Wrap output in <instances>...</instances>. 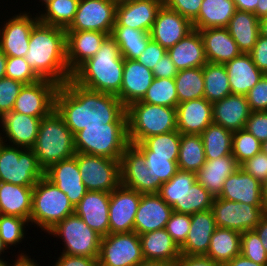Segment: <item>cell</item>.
I'll list each match as a JSON object with an SVG mask.
<instances>
[{
    "instance_id": "6da1fadb",
    "label": "cell",
    "mask_w": 267,
    "mask_h": 266,
    "mask_svg": "<svg viewBox=\"0 0 267 266\" xmlns=\"http://www.w3.org/2000/svg\"><path fill=\"white\" fill-rule=\"evenodd\" d=\"M55 110L73 135L84 127L127 123L126 107L116 95L87 89L72 79L58 87Z\"/></svg>"
},
{
    "instance_id": "7a4b0ae2",
    "label": "cell",
    "mask_w": 267,
    "mask_h": 266,
    "mask_svg": "<svg viewBox=\"0 0 267 266\" xmlns=\"http://www.w3.org/2000/svg\"><path fill=\"white\" fill-rule=\"evenodd\" d=\"M29 49L24 56L41 79L58 85L72 77L67 64L66 29L38 22L32 29Z\"/></svg>"
},
{
    "instance_id": "3957f363",
    "label": "cell",
    "mask_w": 267,
    "mask_h": 266,
    "mask_svg": "<svg viewBox=\"0 0 267 266\" xmlns=\"http://www.w3.org/2000/svg\"><path fill=\"white\" fill-rule=\"evenodd\" d=\"M124 58L116 41L108 36L96 54L82 63L71 79L87 89L117 95L122 85Z\"/></svg>"
},
{
    "instance_id": "277c9868",
    "label": "cell",
    "mask_w": 267,
    "mask_h": 266,
    "mask_svg": "<svg viewBox=\"0 0 267 266\" xmlns=\"http://www.w3.org/2000/svg\"><path fill=\"white\" fill-rule=\"evenodd\" d=\"M31 149L44 171L57 162L75 156L74 135L55 109L41 119L39 132Z\"/></svg>"
},
{
    "instance_id": "5b68a950",
    "label": "cell",
    "mask_w": 267,
    "mask_h": 266,
    "mask_svg": "<svg viewBox=\"0 0 267 266\" xmlns=\"http://www.w3.org/2000/svg\"><path fill=\"white\" fill-rule=\"evenodd\" d=\"M128 138L130 144L177 130L176 108L134 102L126 107Z\"/></svg>"
},
{
    "instance_id": "8992f818",
    "label": "cell",
    "mask_w": 267,
    "mask_h": 266,
    "mask_svg": "<svg viewBox=\"0 0 267 266\" xmlns=\"http://www.w3.org/2000/svg\"><path fill=\"white\" fill-rule=\"evenodd\" d=\"M130 145L127 123H108L84 127L74 135L76 153L120 160Z\"/></svg>"
},
{
    "instance_id": "52a82bcc",
    "label": "cell",
    "mask_w": 267,
    "mask_h": 266,
    "mask_svg": "<svg viewBox=\"0 0 267 266\" xmlns=\"http://www.w3.org/2000/svg\"><path fill=\"white\" fill-rule=\"evenodd\" d=\"M75 213V207L66 194L43 176L33 187L30 226L34 224L48 232L68 215ZM36 224V225H35Z\"/></svg>"
},
{
    "instance_id": "ba28073f",
    "label": "cell",
    "mask_w": 267,
    "mask_h": 266,
    "mask_svg": "<svg viewBox=\"0 0 267 266\" xmlns=\"http://www.w3.org/2000/svg\"><path fill=\"white\" fill-rule=\"evenodd\" d=\"M44 176L32 149L11 146L0 141V181L34 187Z\"/></svg>"
},
{
    "instance_id": "9c48e42d",
    "label": "cell",
    "mask_w": 267,
    "mask_h": 266,
    "mask_svg": "<svg viewBox=\"0 0 267 266\" xmlns=\"http://www.w3.org/2000/svg\"><path fill=\"white\" fill-rule=\"evenodd\" d=\"M62 240L63 254L98 258L102 236L92 230L76 213L68 215L47 232Z\"/></svg>"
},
{
    "instance_id": "30bf717a",
    "label": "cell",
    "mask_w": 267,
    "mask_h": 266,
    "mask_svg": "<svg viewBox=\"0 0 267 266\" xmlns=\"http://www.w3.org/2000/svg\"><path fill=\"white\" fill-rule=\"evenodd\" d=\"M74 157L88 191L111 193L120 185V160L84 153Z\"/></svg>"
},
{
    "instance_id": "8fae6325",
    "label": "cell",
    "mask_w": 267,
    "mask_h": 266,
    "mask_svg": "<svg viewBox=\"0 0 267 266\" xmlns=\"http://www.w3.org/2000/svg\"><path fill=\"white\" fill-rule=\"evenodd\" d=\"M139 235L127 233H109L102 237L98 266H137L143 261Z\"/></svg>"
},
{
    "instance_id": "7c38bea8",
    "label": "cell",
    "mask_w": 267,
    "mask_h": 266,
    "mask_svg": "<svg viewBox=\"0 0 267 266\" xmlns=\"http://www.w3.org/2000/svg\"><path fill=\"white\" fill-rule=\"evenodd\" d=\"M211 210L217 227L238 232L253 230L266 213L263 205H250L215 197Z\"/></svg>"
},
{
    "instance_id": "4fadbf2b",
    "label": "cell",
    "mask_w": 267,
    "mask_h": 266,
    "mask_svg": "<svg viewBox=\"0 0 267 266\" xmlns=\"http://www.w3.org/2000/svg\"><path fill=\"white\" fill-rule=\"evenodd\" d=\"M117 3L114 0H79L77 11L66 31H99L112 33Z\"/></svg>"
},
{
    "instance_id": "5bb4252c",
    "label": "cell",
    "mask_w": 267,
    "mask_h": 266,
    "mask_svg": "<svg viewBox=\"0 0 267 266\" xmlns=\"http://www.w3.org/2000/svg\"><path fill=\"white\" fill-rule=\"evenodd\" d=\"M60 85L48 79L24 84L15 100L14 112L46 117L55 109V95Z\"/></svg>"
},
{
    "instance_id": "9a60e30c",
    "label": "cell",
    "mask_w": 267,
    "mask_h": 266,
    "mask_svg": "<svg viewBox=\"0 0 267 266\" xmlns=\"http://www.w3.org/2000/svg\"><path fill=\"white\" fill-rule=\"evenodd\" d=\"M20 13V14H19ZM0 26V50L7 57H24L29 49L30 33L39 22L38 15L19 12Z\"/></svg>"
},
{
    "instance_id": "2e32d148",
    "label": "cell",
    "mask_w": 267,
    "mask_h": 266,
    "mask_svg": "<svg viewBox=\"0 0 267 266\" xmlns=\"http://www.w3.org/2000/svg\"><path fill=\"white\" fill-rule=\"evenodd\" d=\"M140 200L141 193L122 184L110 193L109 233H127L134 230Z\"/></svg>"
},
{
    "instance_id": "e0dca14e",
    "label": "cell",
    "mask_w": 267,
    "mask_h": 266,
    "mask_svg": "<svg viewBox=\"0 0 267 266\" xmlns=\"http://www.w3.org/2000/svg\"><path fill=\"white\" fill-rule=\"evenodd\" d=\"M42 118L14 111L6 112L0 118V141H9L6 144L31 149L35 144Z\"/></svg>"
},
{
    "instance_id": "ac0fdd59",
    "label": "cell",
    "mask_w": 267,
    "mask_h": 266,
    "mask_svg": "<svg viewBox=\"0 0 267 266\" xmlns=\"http://www.w3.org/2000/svg\"><path fill=\"white\" fill-rule=\"evenodd\" d=\"M120 184L141 194L153 193V174L145 164L144 155L132 144L120 158Z\"/></svg>"
},
{
    "instance_id": "d6986e66",
    "label": "cell",
    "mask_w": 267,
    "mask_h": 266,
    "mask_svg": "<svg viewBox=\"0 0 267 266\" xmlns=\"http://www.w3.org/2000/svg\"><path fill=\"white\" fill-rule=\"evenodd\" d=\"M192 30V22L189 19L163 4L149 33L153 41L167 50Z\"/></svg>"
},
{
    "instance_id": "ffe728a7",
    "label": "cell",
    "mask_w": 267,
    "mask_h": 266,
    "mask_svg": "<svg viewBox=\"0 0 267 266\" xmlns=\"http://www.w3.org/2000/svg\"><path fill=\"white\" fill-rule=\"evenodd\" d=\"M44 176L66 194L74 207L88 191L74 156L51 165Z\"/></svg>"
},
{
    "instance_id": "44dd1931",
    "label": "cell",
    "mask_w": 267,
    "mask_h": 266,
    "mask_svg": "<svg viewBox=\"0 0 267 266\" xmlns=\"http://www.w3.org/2000/svg\"><path fill=\"white\" fill-rule=\"evenodd\" d=\"M173 209L157 193L141 194L135 215L134 232L138 235L164 229Z\"/></svg>"
},
{
    "instance_id": "7402d4cb",
    "label": "cell",
    "mask_w": 267,
    "mask_h": 266,
    "mask_svg": "<svg viewBox=\"0 0 267 266\" xmlns=\"http://www.w3.org/2000/svg\"><path fill=\"white\" fill-rule=\"evenodd\" d=\"M110 193L87 191L75 206V213L102 237L109 234Z\"/></svg>"
},
{
    "instance_id": "603a6c76",
    "label": "cell",
    "mask_w": 267,
    "mask_h": 266,
    "mask_svg": "<svg viewBox=\"0 0 267 266\" xmlns=\"http://www.w3.org/2000/svg\"><path fill=\"white\" fill-rule=\"evenodd\" d=\"M163 0H137L117 4L114 26L150 32Z\"/></svg>"
},
{
    "instance_id": "cb8c5ba5",
    "label": "cell",
    "mask_w": 267,
    "mask_h": 266,
    "mask_svg": "<svg viewBox=\"0 0 267 266\" xmlns=\"http://www.w3.org/2000/svg\"><path fill=\"white\" fill-rule=\"evenodd\" d=\"M154 79L152 70L137 60L124 59L120 92L116 95L125 107L141 101Z\"/></svg>"
},
{
    "instance_id": "d4e9b609",
    "label": "cell",
    "mask_w": 267,
    "mask_h": 266,
    "mask_svg": "<svg viewBox=\"0 0 267 266\" xmlns=\"http://www.w3.org/2000/svg\"><path fill=\"white\" fill-rule=\"evenodd\" d=\"M109 35L99 31H66L67 64L73 73L87 59L93 57Z\"/></svg>"
},
{
    "instance_id": "484cf974",
    "label": "cell",
    "mask_w": 267,
    "mask_h": 266,
    "mask_svg": "<svg viewBox=\"0 0 267 266\" xmlns=\"http://www.w3.org/2000/svg\"><path fill=\"white\" fill-rule=\"evenodd\" d=\"M176 119L181 134H201L213 123L212 103L204 97L179 103Z\"/></svg>"
},
{
    "instance_id": "4316f807",
    "label": "cell",
    "mask_w": 267,
    "mask_h": 266,
    "mask_svg": "<svg viewBox=\"0 0 267 266\" xmlns=\"http://www.w3.org/2000/svg\"><path fill=\"white\" fill-rule=\"evenodd\" d=\"M251 112L245 95L230 94L212 103L213 123L232 132L245 128Z\"/></svg>"
},
{
    "instance_id": "83f0119b",
    "label": "cell",
    "mask_w": 267,
    "mask_h": 266,
    "mask_svg": "<svg viewBox=\"0 0 267 266\" xmlns=\"http://www.w3.org/2000/svg\"><path fill=\"white\" fill-rule=\"evenodd\" d=\"M262 184L239 167L224 182L222 192L217 196L224 200L250 205H263Z\"/></svg>"
},
{
    "instance_id": "f1b7e54d",
    "label": "cell",
    "mask_w": 267,
    "mask_h": 266,
    "mask_svg": "<svg viewBox=\"0 0 267 266\" xmlns=\"http://www.w3.org/2000/svg\"><path fill=\"white\" fill-rule=\"evenodd\" d=\"M216 227L211 209L192 214L187 238L180 246L181 255L206 256Z\"/></svg>"
},
{
    "instance_id": "f546056e",
    "label": "cell",
    "mask_w": 267,
    "mask_h": 266,
    "mask_svg": "<svg viewBox=\"0 0 267 266\" xmlns=\"http://www.w3.org/2000/svg\"><path fill=\"white\" fill-rule=\"evenodd\" d=\"M203 39L207 62L225 64L242 52L227 27L199 30Z\"/></svg>"
},
{
    "instance_id": "4dcf8cb0",
    "label": "cell",
    "mask_w": 267,
    "mask_h": 266,
    "mask_svg": "<svg viewBox=\"0 0 267 266\" xmlns=\"http://www.w3.org/2000/svg\"><path fill=\"white\" fill-rule=\"evenodd\" d=\"M167 53L178 71L203 67L207 63L203 39L196 29L167 49Z\"/></svg>"
},
{
    "instance_id": "1f68e13d",
    "label": "cell",
    "mask_w": 267,
    "mask_h": 266,
    "mask_svg": "<svg viewBox=\"0 0 267 266\" xmlns=\"http://www.w3.org/2000/svg\"><path fill=\"white\" fill-rule=\"evenodd\" d=\"M142 255L146 260H156L177 265L181 257L180 247L166 229L146 232L139 235Z\"/></svg>"
},
{
    "instance_id": "d6a6232c",
    "label": "cell",
    "mask_w": 267,
    "mask_h": 266,
    "mask_svg": "<svg viewBox=\"0 0 267 266\" xmlns=\"http://www.w3.org/2000/svg\"><path fill=\"white\" fill-rule=\"evenodd\" d=\"M224 65L232 94L246 95L264 75L256 67L249 53H241Z\"/></svg>"
},
{
    "instance_id": "836d02e7",
    "label": "cell",
    "mask_w": 267,
    "mask_h": 266,
    "mask_svg": "<svg viewBox=\"0 0 267 266\" xmlns=\"http://www.w3.org/2000/svg\"><path fill=\"white\" fill-rule=\"evenodd\" d=\"M239 167L233 155L206 160L202 168L196 172V179L214 197H217L222 192L225 180Z\"/></svg>"
},
{
    "instance_id": "e575fe53",
    "label": "cell",
    "mask_w": 267,
    "mask_h": 266,
    "mask_svg": "<svg viewBox=\"0 0 267 266\" xmlns=\"http://www.w3.org/2000/svg\"><path fill=\"white\" fill-rule=\"evenodd\" d=\"M33 187L0 181V214L30 220Z\"/></svg>"
},
{
    "instance_id": "d590c367",
    "label": "cell",
    "mask_w": 267,
    "mask_h": 266,
    "mask_svg": "<svg viewBox=\"0 0 267 266\" xmlns=\"http://www.w3.org/2000/svg\"><path fill=\"white\" fill-rule=\"evenodd\" d=\"M242 53H249L255 46L260 34L259 19L252 12L236 10L227 26Z\"/></svg>"
},
{
    "instance_id": "8d00e7d4",
    "label": "cell",
    "mask_w": 267,
    "mask_h": 266,
    "mask_svg": "<svg viewBox=\"0 0 267 266\" xmlns=\"http://www.w3.org/2000/svg\"><path fill=\"white\" fill-rule=\"evenodd\" d=\"M235 11L233 0H203L198 16L192 21L193 29L227 27Z\"/></svg>"
},
{
    "instance_id": "74e56055",
    "label": "cell",
    "mask_w": 267,
    "mask_h": 266,
    "mask_svg": "<svg viewBox=\"0 0 267 266\" xmlns=\"http://www.w3.org/2000/svg\"><path fill=\"white\" fill-rule=\"evenodd\" d=\"M240 243L241 232L216 227L210 239L206 257L224 266L235 256L240 255Z\"/></svg>"
},
{
    "instance_id": "f35d334b",
    "label": "cell",
    "mask_w": 267,
    "mask_h": 266,
    "mask_svg": "<svg viewBox=\"0 0 267 266\" xmlns=\"http://www.w3.org/2000/svg\"><path fill=\"white\" fill-rule=\"evenodd\" d=\"M118 44L124 59L137 60L151 40L150 33L126 26H113L110 35Z\"/></svg>"
},
{
    "instance_id": "ab89813d",
    "label": "cell",
    "mask_w": 267,
    "mask_h": 266,
    "mask_svg": "<svg viewBox=\"0 0 267 266\" xmlns=\"http://www.w3.org/2000/svg\"><path fill=\"white\" fill-rule=\"evenodd\" d=\"M181 133L178 130L153 135L134 145L144 156L170 157L178 161Z\"/></svg>"
},
{
    "instance_id": "60d3db41",
    "label": "cell",
    "mask_w": 267,
    "mask_h": 266,
    "mask_svg": "<svg viewBox=\"0 0 267 266\" xmlns=\"http://www.w3.org/2000/svg\"><path fill=\"white\" fill-rule=\"evenodd\" d=\"M206 160L232 155L233 132L211 123L201 134Z\"/></svg>"
},
{
    "instance_id": "b9f144b4",
    "label": "cell",
    "mask_w": 267,
    "mask_h": 266,
    "mask_svg": "<svg viewBox=\"0 0 267 266\" xmlns=\"http://www.w3.org/2000/svg\"><path fill=\"white\" fill-rule=\"evenodd\" d=\"M204 98L214 103L231 93L229 76L224 64L207 62L203 66Z\"/></svg>"
},
{
    "instance_id": "7bdbcfd3",
    "label": "cell",
    "mask_w": 267,
    "mask_h": 266,
    "mask_svg": "<svg viewBox=\"0 0 267 266\" xmlns=\"http://www.w3.org/2000/svg\"><path fill=\"white\" fill-rule=\"evenodd\" d=\"M206 161L200 134H181L178 169L196 173Z\"/></svg>"
},
{
    "instance_id": "ee69618b",
    "label": "cell",
    "mask_w": 267,
    "mask_h": 266,
    "mask_svg": "<svg viewBox=\"0 0 267 266\" xmlns=\"http://www.w3.org/2000/svg\"><path fill=\"white\" fill-rule=\"evenodd\" d=\"M79 0H52L38 12L41 23L67 29L74 20Z\"/></svg>"
},
{
    "instance_id": "f6af8a7d",
    "label": "cell",
    "mask_w": 267,
    "mask_h": 266,
    "mask_svg": "<svg viewBox=\"0 0 267 266\" xmlns=\"http://www.w3.org/2000/svg\"><path fill=\"white\" fill-rule=\"evenodd\" d=\"M174 79L179 103L204 97L203 67L179 70Z\"/></svg>"
},
{
    "instance_id": "bcb514c9",
    "label": "cell",
    "mask_w": 267,
    "mask_h": 266,
    "mask_svg": "<svg viewBox=\"0 0 267 266\" xmlns=\"http://www.w3.org/2000/svg\"><path fill=\"white\" fill-rule=\"evenodd\" d=\"M196 182V173L178 170L169 181L163 182L157 194L170 206L182 205L183 195Z\"/></svg>"
},
{
    "instance_id": "7dc6e473",
    "label": "cell",
    "mask_w": 267,
    "mask_h": 266,
    "mask_svg": "<svg viewBox=\"0 0 267 266\" xmlns=\"http://www.w3.org/2000/svg\"><path fill=\"white\" fill-rule=\"evenodd\" d=\"M141 102L176 108L179 104L174 78H155Z\"/></svg>"
},
{
    "instance_id": "c3c4849f",
    "label": "cell",
    "mask_w": 267,
    "mask_h": 266,
    "mask_svg": "<svg viewBox=\"0 0 267 266\" xmlns=\"http://www.w3.org/2000/svg\"><path fill=\"white\" fill-rule=\"evenodd\" d=\"M214 196L199 182H196L182 197V205H172V209L178 213L194 214L207 211L213 205Z\"/></svg>"
},
{
    "instance_id": "681fc988",
    "label": "cell",
    "mask_w": 267,
    "mask_h": 266,
    "mask_svg": "<svg viewBox=\"0 0 267 266\" xmlns=\"http://www.w3.org/2000/svg\"><path fill=\"white\" fill-rule=\"evenodd\" d=\"M28 224L27 219L0 214V238L7 249L22 242L27 235L25 228Z\"/></svg>"
},
{
    "instance_id": "f907efd6",
    "label": "cell",
    "mask_w": 267,
    "mask_h": 266,
    "mask_svg": "<svg viewBox=\"0 0 267 266\" xmlns=\"http://www.w3.org/2000/svg\"><path fill=\"white\" fill-rule=\"evenodd\" d=\"M144 157L147 168L153 174V193H158L163 182L169 181L179 170L177 161H170V157Z\"/></svg>"
},
{
    "instance_id": "816d5d0a",
    "label": "cell",
    "mask_w": 267,
    "mask_h": 266,
    "mask_svg": "<svg viewBox=\"0 0 267 266\" xmlns=\"http://www.w3.org/2000/svg\"><path fill=\"white\" fill-rule=\"evenodd\" d=\"M261 152V142L245 129L233 132L232 155L241 165Z\"/></svg>"
},
{
    "instance_id": "f5cc1de1",
    "label": "cell",
    "mask_w": 267,
    "mask_h": 266,
    "mask_svg": "<svg viewBox=\"0 0 267 266\" xmlns=\"http://www.w3.org/2000/svg\"><path fill=\"white\" fill-rule=\"evenodd\" d=\"M240 254L257 264L267 265V252L254 230L241 233Z\"/></svg>"
},
{
    "instance_id": "db71d44e",
    "label": "cell",
    "mask_w": 267,
    "mask_h": 266,
    "mask_svg": "<svg viewBox=\"0 0 267 266\" xmlns=\"http://www.w3.org/2000/svg\"><path fill=\"white\" fill-rule=\"evenodd\" d=\"M5 76L23 84L35 83L41 79L24 57H7Z\"/></svg>"
},
{
    "instance_id": "11a10c76",
    "label": "cell",
    "mask_w": 267,
    "mask_h": 266,
    "mask_svg": "<svg viewBox=\"0 0 267 266\" xmlns=\"http://www.w3.org/2000/svg\"><path fill=\"white\" fill-rule=\"evenodd\" d=\"M23 83L11 78L0 79V118L13 110L15 100L19 95Z\"/></svg>"
},
{
    "instance_id": "9f6ffc18",
    "label": "cell",
    "mask_w": 267,
    "mask_h": 266,
    "mask_svg": "<svg viewBox=\"0 0 267 266\" xmlns=\"http://www.w3.org/2000/svg\"><path fill=\"white\" fill-rule=\"evenodd\" d=\"M191 224V215L173 211L166 224V231L180 247L186 240Z\"/></svg>"
},
{
    "instance_id": "6f0895ef",
    "label": "cell",
    "mask_w": 267,
    "mask_h": 266,
    "mask_svg": "<svg viewBox=\"0 0 267 266\" xmlns=\"http://www.w3.org/2000/svg\"><path fill=\"white\" fill-rule=\"evenodd\" d=\"M245 96L252 112L267 111V74Z\"/></svg>"
},
{
    "instance_id": "680465c9",
    "label": "cell",
    "mask_w": 267,
    "mask_h": 266,
    "mask_svg": "<svg viewBox=\"0 0 267 266\" xmlns=\"http://www.w3.org/2000/svg\"><path fill=\"white\" fill-rule=\"evenodd\" d=\"M203 0H163V4L189 19L191 22L198 16Z\"/></svg>"
},
{
    "instance_id": "91938a15",
    "label": "cell",
    "mask_w": 267,
    "mask_h": 266,
    "mask_svg": "<svg viewBox=\"0 0 267 266\" xmlns=\"http://www.w3.org/2000/svg\"><path fill=\"white\" fill-rule=\"evenodd\" d=\"M244 129L260 142L267 140V111L251 112Z\"/></svg>"
},
{
    "instance_id": "94428289",
    "label": "cell",
    "mask_w": 267,
    "mask_h": 266,
    "mask_svg": "<svg viewBox=\"0 0 267 266\" xmlns=\"http://www.w3.org/2000/svg\"><path fill=\"white\" fill-rule=\"evenodd\" d=\"M240 167L256 178L261 184L267 179V155L260 152L247 159Z\"/></svg>"
},
{
    "instance_id": "6125c7cd",
    "label": "cell",
    "mask_w": 267,
    "mask_h": 266,
    "mask_svg": "<svg viewBox=\"0 0 267 266\" xmlns=\"http://www.w3.org/2000/svg\"><path fill=\"white\" fill-rule=\"evenodd\" d=\"M166 52L167 50L164 47L151 39L144 52L137 58V61L146 68L153 70L154 66Z\"/></svg>"
},
{
    "instance_id": "be15d7a7",
    "label": "cell",
    "mask_w": 267,
    "mask_h": 266,
    "mask_svg": "<svg viewBox=\"0 0 267 266\" xmlns=\"http://www.w3.org/2000/svg\"><path fill=\"white\" fill-rule=\"evenodd\" d=\"M249 54L256 67L267 74V38L259 34L256 44Z\"/></svg>"
},
{
    "instance_id": "e7e4bbea",
    "label": "cell",
    "mask_w": 267,
    "mask_h": 266,
    "mask_svg": "<svg viewBox=\"0 0 267 266\" xmlns=\"http://www.w3.org/2000/svg\"><path fill=\"white\" fill-rule=\"evenodd\" d=\"M152 72L155 78H174L178 74V69L166 52L154 66Z\"/></svg>"
},
{
    "instance_id": "03108f58",
    "label": "cell",
    "mask_w": 267,
    "mask_h": 266,
    "mask_svg": "<svg viewBox=\"0 0 267 266\" xmlns=\"http://www.w3.org/2000/svg\"><path fill=\"white\" fill-rule=\"evenodd\" d=\"M53 266H98V258L61 253Z\"/></svg>"
},
{
    "instance_id": "003e7915",
    "label": "cell",
    "mask_w": 267,
    "mask_h": 266,
    "mask_svg": "<svg viewBox=\"0 0 267 266\" xmlns=\"http://www.w3.org/2000/svg\"><path fill=\"white\" fill-rule=\"evenodd\" d=\"M176 266H223L206 256L181 255Z\"/></svg>"
},
{
    "instance_id": "a7ac6f4b",
    "label": "cell",
    "mask_w": 267,
    "mask_h": 266,
    "mask_svg": "<svg viewBox=\"0 0 267 266\" xmlns=\"http://www.w3.org/2000/svg\"><path fill=\"white\" fill-rule=\"evenodd\" d=\"M253 230L258 234L262 246L267 252V212L261 217L260 222Z\"/></svg>"
},
{
    "instance_id": "89a4df30",
    "label": "cell",
    "mask_w": 267,
    "mask_h": 266,
    "mask_svg": "<svg viewBox=\"0 0 267 266\" xmlns=\"http://www.w3.org/2000/svg\"><path fill=\"white\" fill-rule=\"evenodd\" d=\"M236 10L252 12L256 15V6L258 0H233Z\"/></svg>"
},
{
    "instance_id": "2644e50d",
    "label": "cell",
    "mask_w": 267,
    "mask_h": 266,
    "mask_svg": "<svg viewBox=\"0 0 267 266\" xmlns=\"http://www.w3.org/2000/svg\"><path fill=\"white\" fill-rule=\"evenodd\" d=\"M17 256V259L13 262V264L9 263V266H41L37 264V261H34V258L31 259V256L28 254L20 253ZM30 257V258H29Z\"/></svg>"
},
{
    "instance_id": "8c879c8a",
    "label": "cell",
    "mask_w": 267,
    "mask_h": 266,
    "mask_svg": "<svg viewBox=\"0 0 267 266\" xmlns=\"http://www.w3.org/2000/svg\"><path fill=\"white\" fill-rule=\"evenodd\" d=\"M224 266H267L263 264H257L245 257H243L241 254L238 256H235L231 261L226 263Z\"/></svg>"
},
{
    "instance_id": "753ad0ef",
    "label": "cell",
    "mask_w": 267,
    "mask_h": 266,
    "mask_svg": "<svg viewBox=\"0 0 267 266\" xmlns=\"http://www.w3.org/2000/svg\"><path fill=\"white\" fill-rule=\"evenodd\" d=\"M256 17L258 19L267 17V0H258L256 6Z\"/></svg>"
},
{
    "instance_id": "34e18365",
    "label": "cell",
    "mask_w": 267,
    "mask_h": 266,
    "mask_svg": "<svg viewBox=\"0 0 267 266\" xmlns=\"http://www.w3.org/2000/svg\"><path fill=\"white\" fill-rule=\"evenodd\" d=\"M137 266H174V265L169 262L144 259Z\"/></svg>"
},
{
    "instance_id": "11e5206c",
    "label": "cell",
    "mask_w": 267,
    "mask_h": 266,
    "mask_svg": "<svg viewBox=\"0 0 267 266\" xmlns=\"http://www.w3.org/2000/svg\"><path fill=\"white\" fill-rule=\"evenodd\" d=\"M7 56L0 50V79L6 77Z\"/></svg>"
},
{
    "instance_id": "2a66077c",
    "label": "cell",
    "mask_w": 267,
    "mask_h": 266,
    "mask_svg": "<svg viewBox=\"0 0 267 266\" xmlns=\"http://www.w3.org/2000/svg\"><path fill=\"white\" fill-rule=\"evenodd\" d=\"M259 31L260 35L267 38V17L259 19Z\"/></svg>"
},
{
    "instance_id": "b9fcfbb0",
    "label": "cell",
    "mask_w": 267,
    "mask_h": 266,
    "mask_svg": "<svg viewBox=\"0 0 267 266\" xmlns=\"http://www.w3.org/2000/svg\"><path fill=\"white\" fill-rule=\"evenodd\" d=\"M261 193H262V203L264 209L267 212V179L262 183Z\"/></svg>"
},
{
    "instance_id": "09005b40",
    "label": "cell",
    "mask_w": 267,
    "mask_h": 266,
    "mask_svg": "<svg viewBox=\"0 0 267 266\" xmlns=\"http://www.w3.org/2000/svg\"><path fill=\"white\" fill-rule=\"evenodd\" d=\"M7 250V247L4 245L3 241L0 238V260H4L5 258H2L3 254ZM2 255V256H1Z\"/></svg>"
},
{
    "instance_id": "979ff035",
    "label": "cell",
    "mask_w": 267,
    "mask_h": 266,
    "mask_svg": "<svg viewBox=\"0 0 267 266\" xmlns=\"http://www.w3.org/2000/svg\"><path fill=\"white\" fill-rule=\"evenodd\" d=\"M261 152L267 155V140L261 142Z\"/></svg>"
},
{
    "instance_id": "deb4b68c",
    "label": "cell",
    "mask_w": 267,
    "mask_h": 266,
    "mask_svg": "<svg viewBox=\"0 0 267 266\" xmlns=\"http://www.w3.org/2000/svg\"><path fill=\"white\" fill-rule=\"evenodd\" d=\"M117 4H122L130 1H137V0H114Z\"/></svg>"
},
{
    "instance_id": "67dfc351",
    "label": "cell",
    "mask_w": 267,
    "mask_h": 266,
    "mask_svg": "<svg viewBox=\"0 0 267 266\" xmlns=\"http://www.w3.org/2000/svg\"><path fill=\"white\" fill-rule=\"evenodd\" d=\"M0 266H9V263L6 260H0Z\"/></svg>"
},
{
    "instance_id": "b62a3aed",
    "label": "cell",
    "mask_w": 267,
    "mask_h": 266,
    "mask_svg": "<svg viewBox=\"0 0 267 266\" xmlns=\"http://www.w3.org/2000/svg\"><path fill=\"white\" fill-rule=\"evenodd\" d=\"M40 2H42L41 4V6L43 7V5L45 6V5H47L49 2H51L52 0H39Z\"/></svg>"
}]
</instances>
